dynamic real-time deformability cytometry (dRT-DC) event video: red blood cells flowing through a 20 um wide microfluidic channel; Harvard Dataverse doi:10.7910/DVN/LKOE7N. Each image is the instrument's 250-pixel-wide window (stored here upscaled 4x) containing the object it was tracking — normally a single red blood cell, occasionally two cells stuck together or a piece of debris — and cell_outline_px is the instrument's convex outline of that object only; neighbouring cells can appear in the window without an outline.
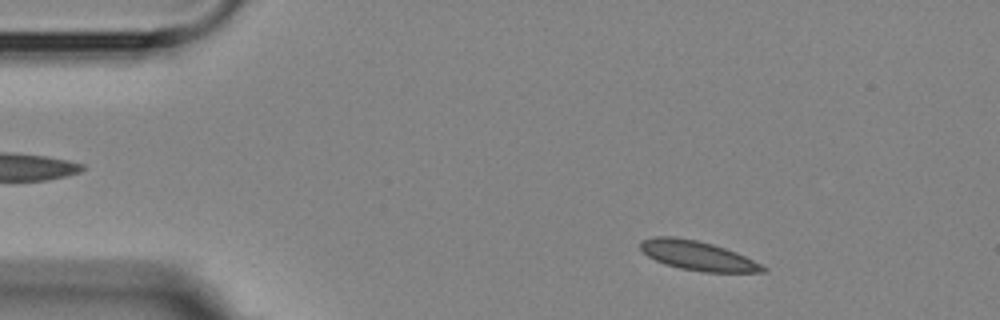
{"species": "Egyptian fruit bat (a non-hibernating species)", "species_latin": "Rousettus aegyptiacus", "temperature_condition": "room temperature", "stored_images_in_passage": 3, "segment_of_instrument_passage": [1, 2], "camera_frame_rate_fps": 3000, "um_per_image_px": 0.085, "animal": {"sex": "female"}, "frame": {"image": 1, "passage_image": 1, "time_ms": 0.0, "image_size_px": [1000, 320], "cell_outline_px": [[768, 268], [764, 272], [704, 272], [680, 268], [664, 264], [648, 256], [640, 248], [640, 240], [656, 236], [676, 236], [696, 240], [712, 244], [736, 252]], "centroid_in_image_um": [59.26, 21.72], "position_along_channel_um": 25.7, "area_um2": 20.81}}